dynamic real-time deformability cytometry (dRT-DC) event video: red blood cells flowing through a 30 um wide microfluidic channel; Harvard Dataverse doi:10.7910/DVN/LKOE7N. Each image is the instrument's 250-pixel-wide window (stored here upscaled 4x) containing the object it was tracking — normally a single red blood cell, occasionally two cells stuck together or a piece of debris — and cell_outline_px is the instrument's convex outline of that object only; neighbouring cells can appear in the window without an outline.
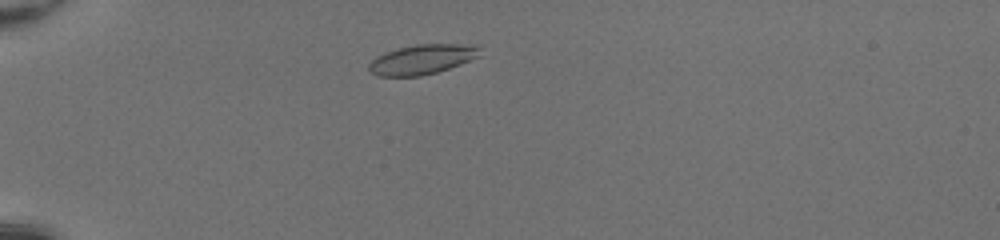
{"species": "common noctule bat (a hibernating species)", "species_latin": "Nyctalus noctula", "temperature_condition": "room temperature", "stored_images_in_passage": 40, "camera_frame_rate_fps": 3000, "um_per_image_px": 0.085, "animal": {"sex": "female", "body_mass_g": 20.0, "forearm_length_mm": 54.0}, "frame": {"image": 1, "passage_image": 5, "time_ms": 1.333, "image_size_px": [1000, 240], "cell_outline_px": [[480, 56], [460, 64], [436, 72], [420, 76], [376, 76], [368, 72], [368, 64], [376, 56], [384, 52], [396, 48], [416, 44], [480, 44]], "centroid_in_image_um": [35.86, 5.04], "position_along_channel_um": 49.1, "area_um2": 19.54}}
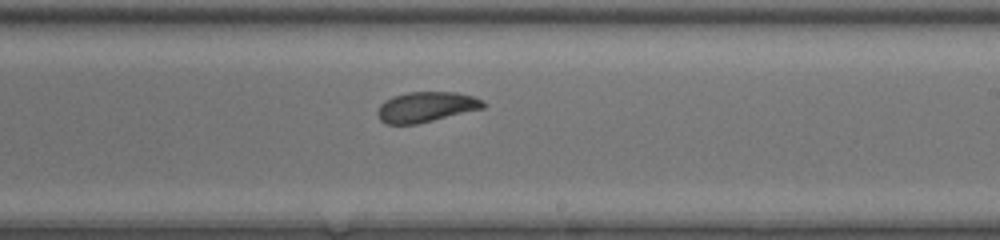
{"frame": {"image": 2, "passage_image": 22, "time_ms": 7.0, "image_size_px": [1000, 240], "cell_outline_px": [[488, 104], [484, 108], [416, 124], [384, 124], [380, 120], [376, 112], [380, 104], [384, 100], [392, 96], [408, 92], [456, 92], [472, 96], [484, 100]], "centroid_in_image_um": [36.21, 9.08], "position_along_channel_um": 252.8, "area_um2": 18.79}}
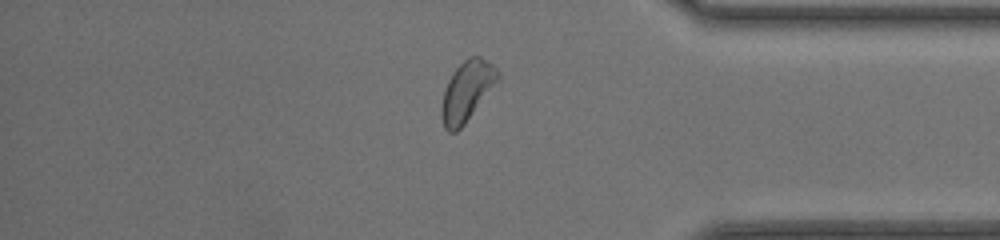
{"frame": {"image": 3, "passage_image": 33, "time_ms": 10.667, "image_size_px": [1000, 240], "cell_outline_px": [[500, 80], [464, 124], [456, 132], [448, 132], [444, 128], [440, 116], [440, 108], [444, 92], [448, 80], [452, 72], [464, 60], [472, 56], [480, 56], [492, 64], [500, 72]], "centroid_in_image_um": [39.69, 7.75], "position_along_channel_um": 395.5, "area_um2": 19.83}, "authors_computed_cell_mechanics": {"area_um2": 19.2763, "velocity_mm_per_s": 4.2474, "shape_relaxation_time_tau1_ms": 3.1456, "shape_relaxation_time_tau2_ms": 2.0396, "deformation_change_tau1": 0.1284, "deformation_change_tau2": 0.0809}}